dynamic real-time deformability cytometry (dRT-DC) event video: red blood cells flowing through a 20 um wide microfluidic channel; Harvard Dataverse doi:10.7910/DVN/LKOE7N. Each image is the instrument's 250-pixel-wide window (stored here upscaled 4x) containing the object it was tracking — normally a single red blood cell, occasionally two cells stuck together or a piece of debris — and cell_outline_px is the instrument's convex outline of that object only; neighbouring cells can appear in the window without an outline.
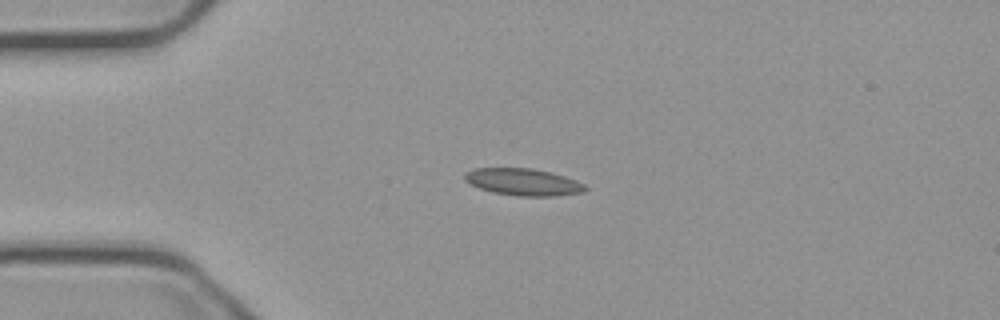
{"species": "common noctule bat (a hibernating species)", "species_latin": "Nyctalus noctula", "temperature_condition": "cold", "stored_images_in_passage": 43, "camera_frame_rate_fps": 3000, "um_per_image_px": 0.085, "animal": {"sex": "male", "body_mass_g": 23.1, "forearm_length_mm": 52.7}, "frame": {"image": 1, "passage_image": 1, "time_ms": 0.0, "image_size_px": [1000, 320], "cell_outline_px": [[588, 188], [584, 192], [556, 196], [516, 196], [492, 192], [480, 188], [464, 180], [464, 172], [476, 168], [532, 168], [552, 172], [576, 180], [584, 184]], "centroid_in_image_um": [44.49, 15.47], "position_along_channel_um": 40.5, "area_um2": 19.07}}
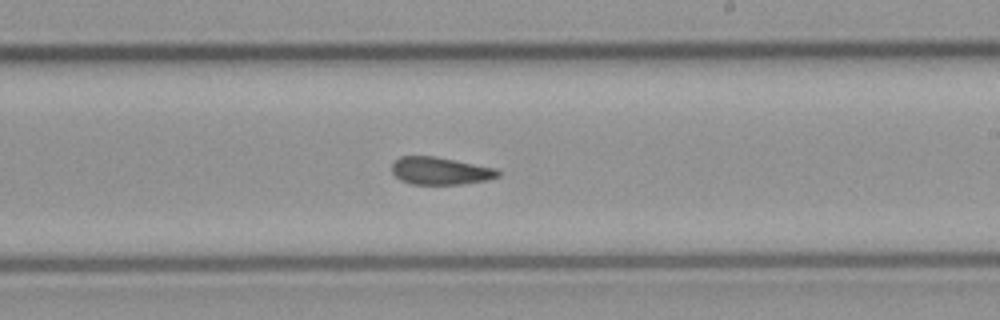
{"frame": {"image": 2, "passage_image": 20, "time_ms": 6.333, "image_size_px": [1000, 320], "cell_outline_px": [[500, 176], [488, 180], [464, 184], [412, 184], [400, 180], [392, 172], [392, 164], [400, 156], [432, 156], [496, 168], [500, 172]], "centroid_in_image_um": [37.43, 14.53], "position_along_channel_um": 251.6, "area_um2": 16.94}}
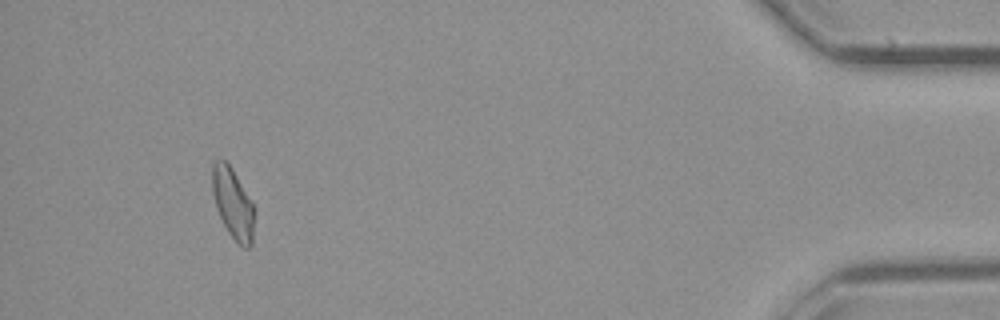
{"frame": {"image": 3, "passage_image": 39, "time_ms": 12.667, "image_size_px": [1000, 320], "cell_outline_px": [[252, 244], [248, 248], [244, 248], [228, 232], [216, 208], [212, 192], [212, 164], [220, 156], [232, 168], [252, 204]], "centroid_in_image_um": [19.74, 17.23], "position_along_channel_um": 415.5, "area_um2": 16.7}, "authors_computed_cell_mechanics": {"area_um2": 17.6868, "velocity_mm_per_s": 3.733, "shape_relaxation_time_tau1_ms": null, "shape_relaxation_time_tau2_ms": 4.8269, "deformation_change_tau1": null, "deformation_change_tau2": 0.1}}